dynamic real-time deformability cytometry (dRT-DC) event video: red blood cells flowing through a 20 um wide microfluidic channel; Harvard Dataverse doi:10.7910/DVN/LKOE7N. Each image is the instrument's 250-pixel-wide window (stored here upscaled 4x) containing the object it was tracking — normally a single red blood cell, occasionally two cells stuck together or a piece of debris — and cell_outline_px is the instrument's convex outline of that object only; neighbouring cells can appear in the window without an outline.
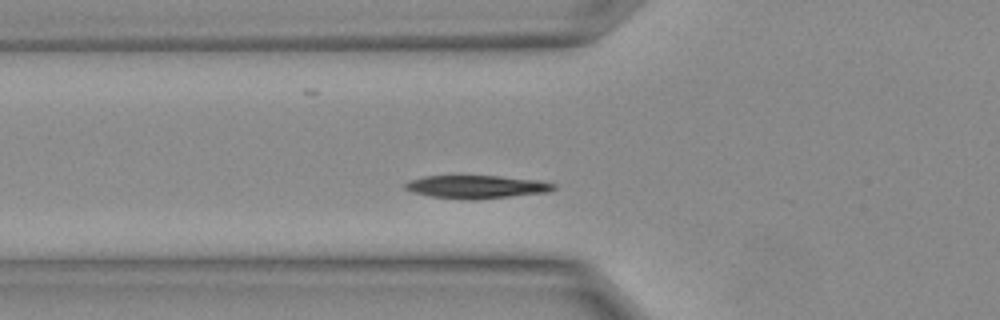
{"species": "Egyptian fruit bat (a non-hibernating species)", "species_latin": "Rousettus aegyptiacus", "temperature_condition": "warm", "stored_images_in_passage": 23, "segment_of_instrument_passage": [1, 2], "camera_frame_rate_fps": 3000, "um_per_image_px": 0.085, "animal": {"sex": "female"}, "frame": {"image": 1, "passage_image": 4, "time_ms": 1.0, "image_size_px": [1000, 320], "cell_outline_px": [[556, 188], [548, 192], [468, 200], [432, 196], [412, 192], [404, 188], [404, 184], [408, 180], [424, 176], [500, 176], [536, 180], [556, 184]], "centroid_in_image_um": [40.46, 15.87], "position_along_channel_um": 85.3, "area_um2": 19.71}}
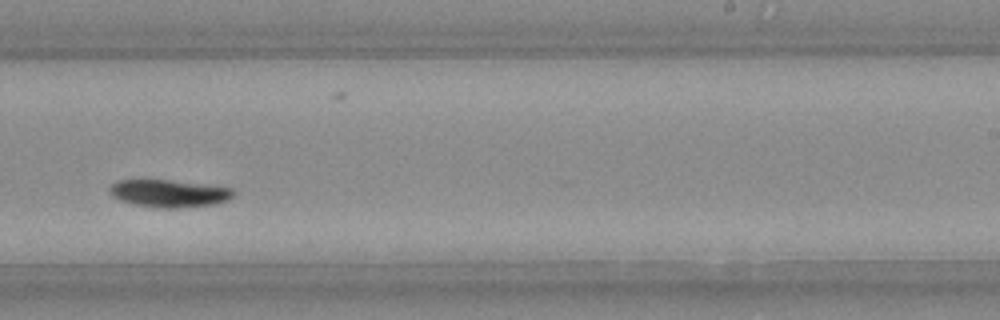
{"frame": {"image": 2, "passage_image": 12, "time_ms": 3.667, "image_size_px": [1000, 320], "cell_outline_px": [[232, 196], [228, 200], [220, 204], [188, 208], [160, 208], [132, 204], [120, 200], [112, 196], [108, 188], [116, 180], [168, 180], [232, 188]], "centroid_in_image_um": [14.36, 16.46], "position_along_channel_um": 274.6, "area_um2": 19.94}}
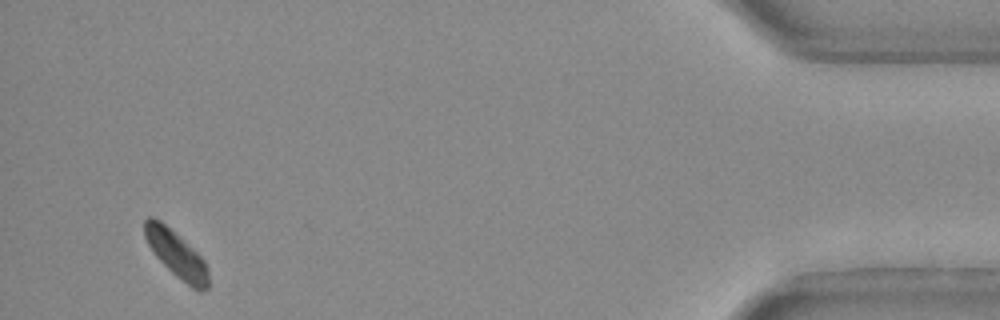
{"frame": {"image": 3, "passage_image": 21, "time_ms": 6.667, "image_size_px": [1000, 320], "cell_outline_px": [[208, 288], [204, 292], [200, 292], [192, 288], [176, 276], [156, 256], [148, 244], [144, 236], [144, 220], [148, 216], [152, 216], [160, 220], [176, 232], [204, 260], [208, 268]], "centroid_in_image_um": [14.99, 21.6], "position_along_channel_um": 420.2, "area_um2": 17.34}}